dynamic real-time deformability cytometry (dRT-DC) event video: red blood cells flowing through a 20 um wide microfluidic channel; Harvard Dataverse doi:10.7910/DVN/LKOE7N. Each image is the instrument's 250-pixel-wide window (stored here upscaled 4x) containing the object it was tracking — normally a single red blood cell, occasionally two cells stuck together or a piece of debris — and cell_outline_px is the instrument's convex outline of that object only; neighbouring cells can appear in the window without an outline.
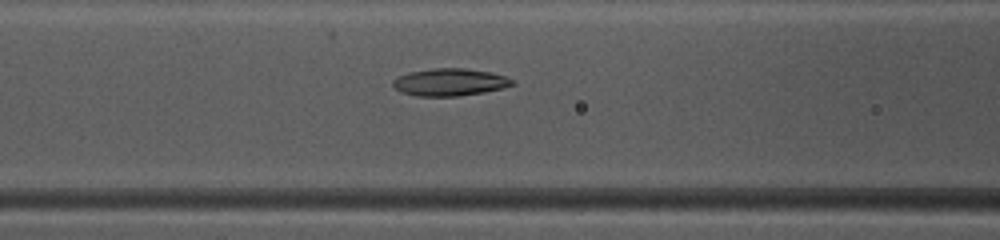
{"species": "common noctule bat (a hibernating species)", "species_latin": "Nyctalus noctula", "temperature_condition": "warm", "stored_images_in_passage": 49, "camera_frame_rate_fps": 3000, "um_per_image_px": 0.085, "animal": {"sex": "female", "body_mass_g": 10.0, "forearm_length_mm": 53.1}, "frame": {"image": 1, "passage_image": 21, "time_ms": 6.667, "image_size_px": [1000, 240], "cell_outline_px": [[516, 84], [484, 92], [456, 96], [416, 96], [400, 92], [392, 84], [392, 80], [400, 76], [412, 72], [432, 68], [464, 68], [492, 72], [504, 76], [512, 80]], "centroid_in_image_um": [38.22, 6.98], "position_along_channel_um": 128.4, "area_um2": 18.84}}
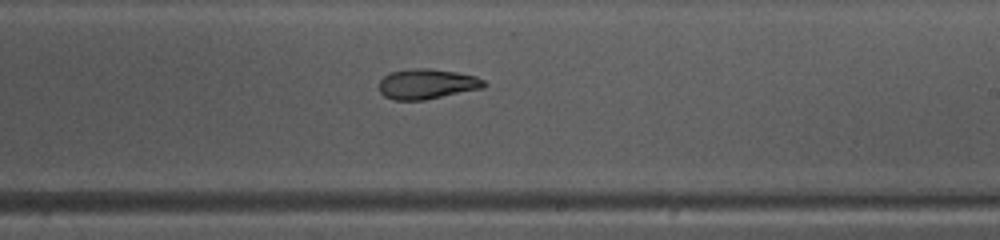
{"frame": {"image": 2, "passage_image": 30, "time_ms": 9.667, "image_size_px": [1000, 240], "cell_outline_px": [[488, 84], [484, 88], [424, 100], [396, 100], [384, 96], [380, 92], [380, 80], [384, 76], [392, 72], [408, 68], [428, 68], [456, 72], [476, 76], [484, 80]], "centroid_in_image_um": [36.32, 7.13], "position_along_channel_um": 252.7, "area_um2": 18.5}}
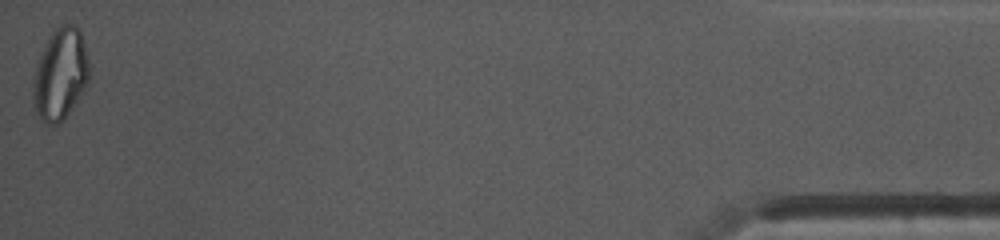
{"frame": {"image": 3, "passage_image": 49, "time_ms": 16.0, "image_size_px": [1000, 240], "cell_outline_px": [[88, 80], [84, 92], [64, 120], [60, 124], [48, 124], [40, 120], [32, 104], [32, 80], [36, 64], [48, 36], [60, 24], [76, 24], [80, 28], [88, 60]], "centroid_in_image_um": [5.1, 6.33], "position_along_channel_um": 430.1, "area_um2": 30.52}, "authors_computed_cell_mechanics": {"area_um2": 20.1144, "velocity_mm_per_s": 4.1404, "shape_relaxation_time_tau1_ms": null, "shape_relaxation_time_tau2_ms": 3.4997, "deformation_change_tau1": null, "deformation_change_tau2": 0.1011}}